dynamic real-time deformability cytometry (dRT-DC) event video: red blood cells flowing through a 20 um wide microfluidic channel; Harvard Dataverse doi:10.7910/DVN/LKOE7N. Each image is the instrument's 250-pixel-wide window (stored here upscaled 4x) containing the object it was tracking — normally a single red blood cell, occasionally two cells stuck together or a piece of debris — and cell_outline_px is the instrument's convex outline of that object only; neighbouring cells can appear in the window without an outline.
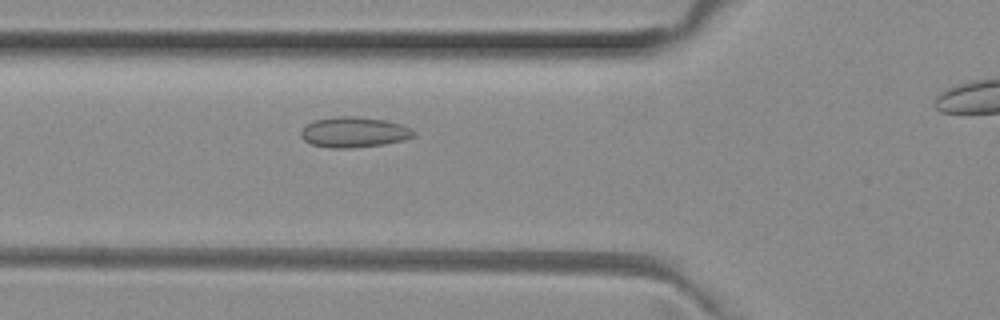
{"species": "common noctule bat (a hibernating species)", "species_latin": "Nyctalus noctula", "temperature_condition": "room temperature", "stored_images_in_passage": 35, "camera_frame_rate_fps": 3000, "um_per_image_px": 0.085, "animal": {"sex": "female", "body_mass_g": 29.2, "forearm_length_mm": 56.3}, "frame": {"image": 1, "passage_image": 14, "time_ms": 4.333, "image_size_px": [1000, 320], "cell_outline_px": [[416, 136], [404, 140], [384, 144], [348, 148], [328, 148], [312, 144], [304, 140], [300, 136], [300, 132], [312, 120], [332, 116], [356, 116], [384, 120], [404, 124], [412, 128], [416, 132]], "centroid_in_image_um": [30.12, 11.22], "position_along_channel_um": 95.7, "area_um2": 20.29}}
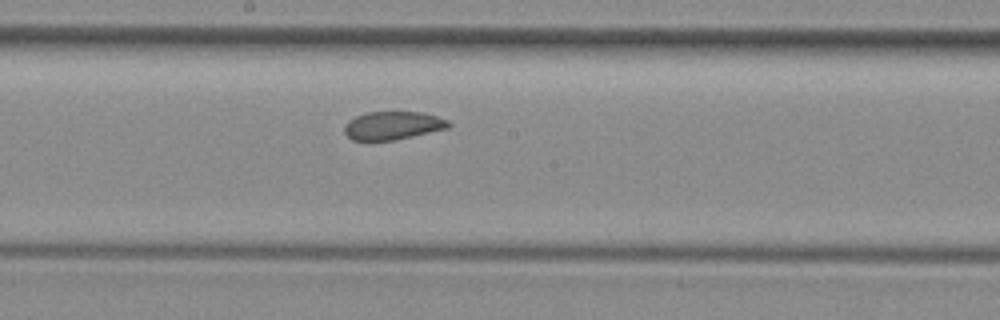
{"frame": {"image": 2, "passage_image": 23, "time_ms": 7.333, "image_size_px": [1000, 320], "cell_outline_px": [[452, 124], [448, 128], [412, 136], [392, 140], [352, 140], [344, 132], [344, 124], [348, 120], [356, 116], [368, 112], [424, 112], [448, 120]], "centroid_in_image_um": [33.38, 10.66], "position_along_channel_um": 214.8, "area_um2": 17.05}}
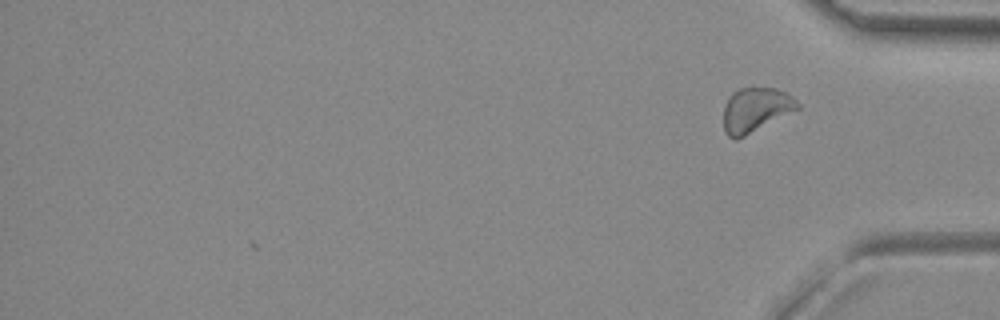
{"frame": {"image": 3, "passage_image": 35, "time_ms": 11.333, "image_size_px": [1000, 320], "cell_outline_px": [[800, 108], [736, 140], [728, 136], [724, 132], [724, 108], [732, 92], [740, 88], [776, 88], [792, 96], [800, 104]], "centroid_in_image_um": [64.22, 9.33], "position_along_channel_um": 371.0, "area_um2": 18.9}, "authors_computed_cell_mechanics": {"area_um2": 18.496, "velocity_mm_per_s": 3.9665, "shape_relaxation_time_tau1_ms": null, "shape_relaxation_time_tau2_ms": 1.9981, "deformation_change_tau1": null, "deformation_change_tau2": 0.0496}}